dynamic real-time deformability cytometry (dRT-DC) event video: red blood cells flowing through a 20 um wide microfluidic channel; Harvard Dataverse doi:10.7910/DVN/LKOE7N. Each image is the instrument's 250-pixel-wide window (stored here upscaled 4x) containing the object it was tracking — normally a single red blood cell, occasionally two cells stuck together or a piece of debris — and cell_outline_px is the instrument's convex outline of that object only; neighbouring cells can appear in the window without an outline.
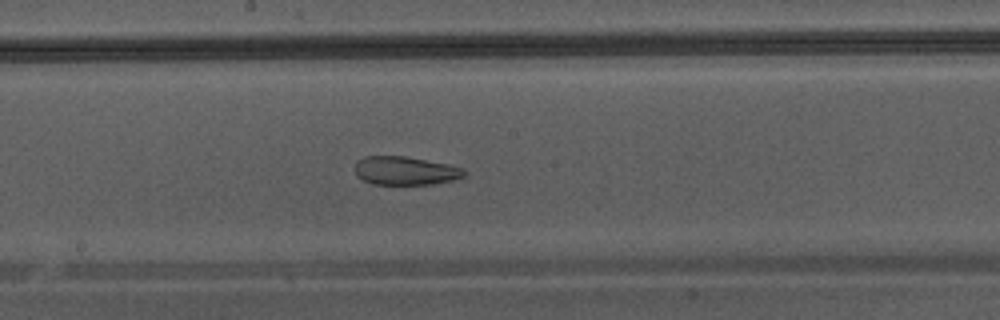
{"species": "Egyptian fruit bat (a non-hibernating species)", "species_latin": "Rousettus aegyptiacus", "temperature_condition": "warm", "stored_images_in_passage": 37, "camera_frame_rate_fps": 3000, "um_per_image_px": 0.085, "animal": {"sex": "male"}, "frame": {"image": 1, "passage_image": 16, "time_ms": 5.0, "image_size_px": [1000, 320], "cell_outline_px": [[464, 176], [452, 180], [432, 184], [372, 184], [356, 176], [356, 160], [364, 156], [404, 156], [448, 164], [464, 168]], "centroid_in_image_um": [34.42, 14.5], "position_along_channel_um": 213.8, "area_um2": 18.03}}